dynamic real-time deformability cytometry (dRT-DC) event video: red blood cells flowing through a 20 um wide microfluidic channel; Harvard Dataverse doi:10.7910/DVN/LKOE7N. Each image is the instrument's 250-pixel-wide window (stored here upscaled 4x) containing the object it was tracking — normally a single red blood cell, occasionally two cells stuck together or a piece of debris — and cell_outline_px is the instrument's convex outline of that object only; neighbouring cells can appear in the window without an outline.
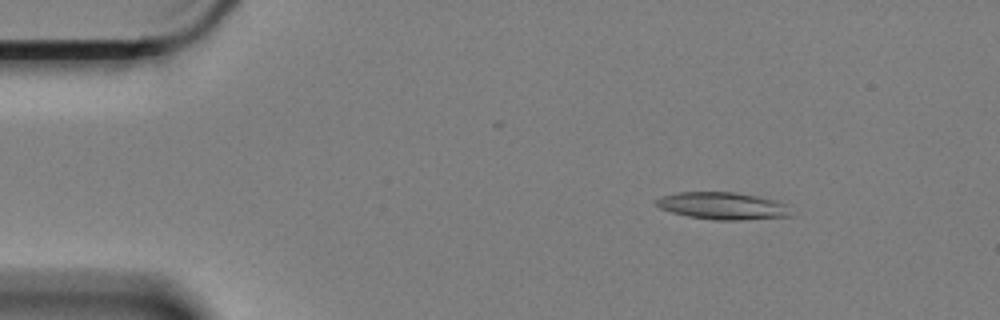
{"species": "Egyptian fruit bat (a non-hibernating species)", "species_latin": "Rousettus aegyptiacus", "temperature_condition": "cold", "stored_images_in_passage": 30, "camera_frame_rate_fps": 3000, "um_per_image_px": 0.085, "animal": {"sex": "female"}, "frame": {"image": 1, "passage_image": 7, "time_ms": 2.0, "image_size_px": [1000, 320], "cell_outline_px": [[792, 216], [740, 220], [716, 220], [688, 216], [672, 212], [660, 208], [652, 200], [660, 196], [680, 192], [732, 192], [756, 196], [788, 204]], "centroid_in_image_um": [61.4, 17.5], "position_along_channel_um": 23.6, "area_um2": 21.33}}
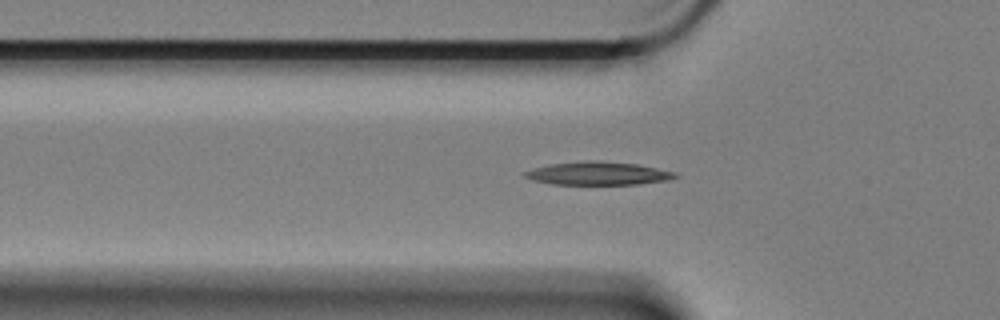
{"frame": {"image": 2, "passage_image": 18, "time_ms": 5.667, "image_size_px": [1000, 320], "cell_outline_px": [[680, 176], [668, 180], [636, 184], [552, 184], [532, 180], [524, 176], [524, 172], [536, 168], [552, 164], [636, 164], [676, 172]], "centroid_in_image_um": [50.9, 14.8], "position_along_channel_um": 74.9, "area_um2": 18.73}}
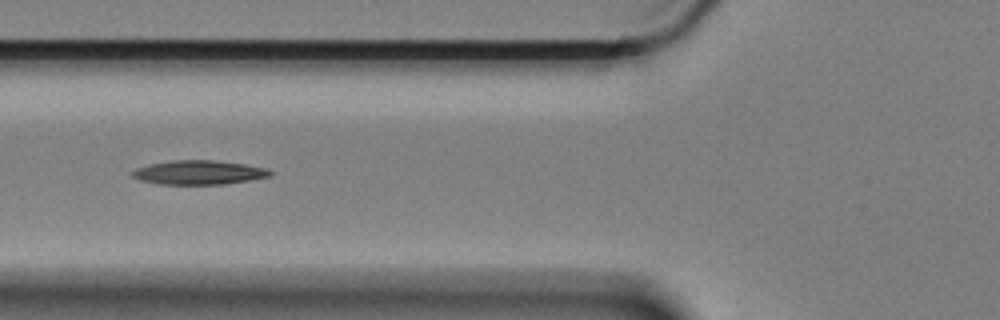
{"frame": {"image": 3, "passage_image": 21, "time_ms": 6.667, "image_size_px": [1000, 320], "cell_outline_px": [[272, 176], [224, 184], [160, 184], [140, 180], [132, 176], [132, 172], [136, 168], [148, 164], [172, 160], [212, 160], [244, 164], [264, 168], [272, 172]], "centroid_in_image_um": [16.87, 14.65], "position_along_channel_um": 108.9, "area_um2": 19.19}}